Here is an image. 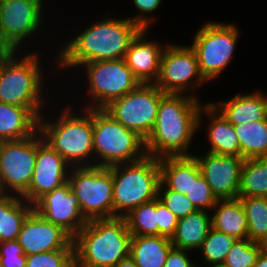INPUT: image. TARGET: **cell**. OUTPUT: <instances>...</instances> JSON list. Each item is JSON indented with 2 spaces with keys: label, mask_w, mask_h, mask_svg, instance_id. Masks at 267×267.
<instances>
[{
  "label": "cell",
  "mask_w": 267,
  "mask_h": 267,
  "mask_svg": "<svg viewBox=\"0 0 267 267\" xmlns=\"http://www.w3.org/2000/svg\"><path fill=\"white\" fill-rule=\"evenodd\" d=\"M97 21V22H96ZM87 26L79 34L59 47L58 68L77 69L96 61L117 60L125 57L131 41L141 28L129 18L104 17Z\"/></svg>",
  "instance_id": "6da1fadb"
},
{
  "label": "cell",
  "mask_w": 267,
  "mask_h": 267,
  "mask_svg": "<svg viewBox=\"0 0 267 267\" xmlns=\"http://www.w3.org/2000/svg\"><path fill=\"white\" fill-rule=\"evenodd\" d=\"M202 103L193 93L165 94L160 99L152 132L145 140L148 156H193L188 149L198 131Z\"/></svg>",
  "instance_id": "7a4b0ae2"
},
{
  "label": "cell",
  "mask_w": 267,
  "mask_h": 267,
  "mask_svg": "<svg viewBox=\"0 0 267 267\" xmlns=\"http://www.w3.org/2000/svg\"><path fill=\"white\" fill-rule=\"evenodd\" d=\"M131 237L125 217L88 221L73 238L75 267H114L129 257Z\"/></svg>",
  "instance_id": "3957f363"
},
{
  "label": "cell",
  "mask_w": 267,
  "mask_h": 267,
  "mask_svg": "<svg viewBox=\"0 0 267 267\" xmlns=\"http://www.w3.org/2000/svg\"><path fill=\"white\" fill-rule=\"evenodd\" d=\"M63 108L51 121L42 115L39 132L71 167L94 166L93 109L81 108L80 114L69 105Z\"/></svg>",
  "instance_id": "277c9868"
},
{
  "label": "cell",
  "mask_w": 267,
  "mask_h": 267,
  "mask_svg": "<svg viewBox=\"0 0 267 267\" xmlns=\"http://www.w3.org/2000/svg\"><path fill=\"white\" fill-rule=\"evenodd\" d=\"M21 52V56L17 51L0 56V102L27 107L40 118L48 103L42 92L41 53L35 51L22 55Z\"/></svg>",
  "instance_id": "5b68a950"
},
{
  "label": "cell",
  "mask_w": 267,
  "mask_h": 267,
  "mask_svg": "<svg viewBox=\"0 0 267 267\" xmlns=\"http://www.w3.org/2000/svg\"><path fill=\"white\" fill-rule=\"evenodd\" d=\"M109 168L113 180L114 217H124L133 208L158 197L159 158L146 155L139 161Z\"/></svg>",
  "instance_id": "8992f818"
},
{
  "label": "cell",
  "mask_w": 267,
  "mask_h": 267,
  "mask_svg": "<svg viewBox=\"0 0 267 267\" xmlns=\"http://www.w3.org/2000/svg\"><path fill=\"white\" fill-rule=\"evenodd\" d=\"M94 166L133 163L147 154L145 140L104 109H93Z\"/></svg>",
  "instance_id": "52a82bcc"
},
{
  "label": "cell",
  "mask_w": 267,
  "mask_h": 267,
  "mask_svg": "<svg viewBox=\"0 0 267 267\" xmlns=\"http://www.w3.org/2000/svg\"><path fill=\"white\" fill-rule=\"evenodd\" d=\"M239 28L234 23L205 22L194 35L190 47L195 51L201 75L209 82L219 78L234 56Z\"/></svg>",
  "instance_id": "ba28073f"
},
{
  "label": "cell",
  "mask_w": 267,
  "mask_h": 267,
  "mask_svg": "<svg viewBox=\"0 0 267 267\" xmlns=\"http://www.w3.org/2000/svg\"><path fill=\"white\" fill-rule=\"evenodd\" d=\"M68 182L87 221L114 217L113 180L109 167H72Z\"/></svg>",
  "instance_id": "9c48e42d"
},
{
  "label": "cell",
  "mask_w": 267,
  "mask_h": 267,
  "mask_svg": "<svg viewBox=\"0 0 267 267\" xmlns=\"http://www.w3.org/2000/svg\"><path fill=\"white\" fill-rule=\"evenodd\" d=\"M85 67V68H84ZM89 101L83 108L103 109L111 101L136 89L141 83L128 68L124 58L85 63ZM91 103V104H89Z\"/></svg>",
  "instance_id": "30bf717a"
},
{
  "label": "cell",
  "mask_w": 267,
  "mask_h": 267,
  "mask_svg": "<svg viewBox=\"0 0 267 267\" xmlns=\"http://www.w3.org/2000/svg\"><path fill=\"white\" fill-rule=\"evenodd\" d=\"M164 95L155 84H140L103 109L124 127L146 140L154 127L160 99Z\"/></svg>",
  "instance_id": "8fae6325"
},
{
  "label": "cell",
  "mask_w": 267,
  "mask_h": 267,
  "mask_svg": "<svg viewBox=\"0 0 267 267\" xmlns=\"http://www.w3.org/2000/svg\"><path fill=\"white\" fill-rule=\"evenodd\" d=\"M155 85L165 94H185L206 80L201 75L195 51L190 45L165 43Z\"/></svg>",
  "instance_id": "7c38bea8"
},
{
  "label": "cell",
  "mask_w": 267,
  "mask_h": 267,
  "mask_svg": "<svg viewBox=\"0 0 267 267\" xmlns=\"http://www.w3.org/2000/svg\"><path fill=\"white\" fill-rule=\"evenodd\" d=\"M37 156V133L21 140L0 141V187L22 196L30 186Z\"/></svg>",
  "instance_id": "4fadbf2b"
},
{
  "label": "cell",
  "mask_w": 267,
  "mask_h": 267,
  "mask_svg": "<svg viewBox=\"0 0 267 267\" xmlns=\"http://www.w3.org/2000/svg\"><path fill=\"white\" fill-rule=\"evenodd\" d=\"M43 1L0 0V37L11 51H19L27 39L40 33Z\"/></svg>",
  "instance_id": "5bb4252c"
},
{
  "label": "cell",
  "mask_w": 267,
  "mask_h": 267,
  "mask_svg": "<svg viewBox=\"0 0 267 267\" xmlns=\"http://www.w3.org/2000/svg\"><path fill=\"white\" fill-rule=\"evenodd\" d=\"M33 210L47 221L60 226L72 238L88 222L81 213L78 198L68 181L39 197L33 203Z\"/></svg>",
  "instance_id": "9a60e30c"
},
{
  "label": "cell",
  "mask_w": 267,
  "mask_h": 267,
  "mask_svg": "<svg viewBox=\"0 0 267 267\" xmlns=\"http://www.w3.org/2000/svg\"><path fill=\"white\" fill-rule=\"evenodd\" d=\"M71 168L64 158L44 141L38 131L34 174L29 189L21 197L33 204L43 194L65 184Z\"/></svg>",
  "instance_id": "2e32d148"
},
{
  "label": "cell",
  "mask_w": 267,
  "mask_h": 267,
  "mask_svg": "<svg viewBox=\"0 0 267 267\" xmlns=\"http://www.w3.org/2000/svg\"><path fill=\"white\" fill-rule=\"evenodd\" d=\"M193 156L199 163L201 174L218 199L238 198L244 158L209 151L203 156Z\"/></svg>",
  "instance_id": "e0dca14e"
},
{
  "label": "cell",
  "mask_w": 267,
  "mask_h": 267,
  "mask_svg": "<svg viewBox=\"0 0 267 267\" xmlns=\"http://www.w3.org/2000/svg\"><path fill=\"white\" fill-rule=\"evenodd\" d=\"M18 241L26 256L53 250H74L73 238L34 210L25 219Z\"/></svg>",
  "instance_id": "ac0fdd59"
},
{
  "label": "cell",
  "mask_w": 267,
  "mask_h": 267,
  "mask_svg": "<svg viewBox=\"0 0 267 267\" xmlns=\"http://www.w3.org/2000/svg\"><path fill=\"white\" fill-rule=\"evenodd\" d=\"M148 29H141L131 41L124 60L141 84H154L158 78L164 46L147 39Z\"/></svg>",
  "instance_id": "d6986e66"
},
{
  "label": "cell",
  "mask_w": 267,
  "mask_h": 267,
  "mask_svg": "<svg viewBox=\"0 0 267 267\" xmlns=\"http://www.w3.org/2000/svg\"><path fill=\"white\" fill-rule=\"evenodd\" d=\"M209 119L206 132L210 148L206 151L225 156L241 157L240 144L234 126L210 103L202 105L198 114V129L203 124L202 116Z\"/></svg>",
  "instance_id": "ffe728a7"
},
{
  "label": "cell",
  "mask_w": 267,
  "mask_h": 267,
  "mask_svg": "<svg viewBox=\"0 0 267 267\" xmlns=\"http://www.w3.org/2000/svg\"><path fill=\"white\" fill-rule=\"evenodd\" d=\"M210 103L232 125L267 119V95L261 90L238 93L231 99Z\"/></svg>",
  "instance_id": "44dd1931"
},
{
  "label": "cell",
  "mask_w": 267,
  "mask_h": 267,
  "mask_svg": "<svg viewBox=\"0 0 267 267\" xmlns=\"http://www.w3.org/2000/svg\"><path fill=\"white\" fill-rule=\"evenodd\" d=\"M161 181L176 192L186 195L190 192L193 180L201 174L194 156H165L159 158Z\"/></svg>",
  "instance_id": "7402d4cb"
},
{
  "label": "cell",
  "mask_w": 267,
  "mask_h": 267,
  "mask_svg": "<svg viewBox=\"0 0 267 267\" xmlns=\"http://www.w3.org/2000/svg\"><path fill=\"white\" fill-rule=\"evenodd\" d=\"M39 131V118L27 107L0 102V141L21 140Z\"/></svg>",
  "instance_id": "603a6c76"
},
{
  "label": "cell",
  "mask_w": 267,
  "mask_h": 267,
  "mask_svg": "<svg viewBox=\"0 0 267 267\" xmlns=\"http://www.w3.org/2000/svg\"><path fill=\"white\" fill-rule=\"evenodd\" d=\"M212 210V228L236 239L248 238V222L239 198L219 199Z\"/></svg>",
  "instance_id": "cb8c5ba5"
},
{
  "label": "cell",
  "mask_w": 267,
  "mask_h": 267,
  "mask_svg": "<svg viewBox=\"0 0 267 267\" xmlns=\"http://www.w3.org/2000/svg\"><path fill=\"white\" fill-rule=\"evenodd\" d=\"M211 228V214L207 211L196 210L178 219L171 243L177 249L199 250Z\"/></svg>",
  "instance_id": "d4e9b609"
},
{
  "label": "cell",
  "mask_w": 267,
  "mask_h": 267,
  "mask_svg": "<svg viewBox=\"0 0 267 267\" xmlns=\"http://www.w3.org/2000/svg\"><path fill=\"white\" fill-rule=\"evenodd\" d=\"M173 247L171 238L165 236H132L129 256L137 267H164Z\"/></svg>",
  "instance_id": "484cf974"
},
{
  "label": "cell",
  "mask_w": 267,
  "mask_h": 267,
  "mask_svg": "<svg viewBox=\"0 0 267 267\" xmlns=\"http://www.w3.org/2000/svg\"><path fill=\"white\" fill-rule=\"evenodd\" d=\"M33 211V204L21 196L3 194L0 197V243L18 240L22 225Z\"/></svg>",
  "instance_id": "4316f807"
},
{
  "label": "cell",
  "mask_w": 267,
  "mask_h": 267,
  "mask_svg": "<svg viewBox=\"0 0 267 267\" xmlns=\"http://www.w3.org/2000/svg\"><path fill=\"white\" fill-rule=\"evenodd\" d=\"M244 159L267 157V119L233 125Z\"/></svg>",
  "instance_id": "83f0119b"
},
{
  "label": "cell",
  "mask_w": 267,
  "mask_h": 267,
  "mask_svg": "<svg viewBox=\"0 0 267 267\" xmlns=\"http://www.w3.org/2000/svg\"><path fill=\"white\" fill-rule=\"evenodd\" d=\"M267 197V157L245 159L238 197Z\"/></svg>",
  "instance_id": "f1b7e54d"
},
{
  "label": "cell",
  "mask_w": 267,
  "mask_h": 267,
  "mask_svg": "<svg viewBox=\"0 0 267 267\" xmlns=\"http://www.w3.org/2000/svg\"><path fill=\"white\" fill-rule=\"evenodd\" d=\"M248 222V239L261 242L267 236V197H238Z\"/></svg>",
  "instance_id": "f546056e"
},
{
  "label": "cell",
  "mask_w": 267,
  "mask_h": 267,
  "mask_svg": "<svg viewBox=\"0 0 267 267\" xmlns=\"http://www.w3.org/2000/svg\"><path fill=\"white\" fill-rule=\"evenodd\" d=\"M124 217L132 236L159 235L157 227L156 198L133 208Z\"/></svg>",
  "instance_id": "4dcf8cb0"
},
{
  "label": "cell",
  "mask_w": 267,
  "mask_h": 267,
  "mask_svg": "<svg viewBox=\"0 0 267 267\" xmlns=\"http://www.w3.org/2000/svg\"><path fill=\"white\" fill-rule=\"evenodd\" d=\"M236 240L233 236L211 228L202 246L199 248V253L202 254L200 256L204 259V263L208 264L207 267L223 264Z\"/></svg>",
  "instance_id": "1f68e13d"
},
{
  "label": "cell",
  "mask_w": 267,
  "mask_h": 267,
  "mask_svg": "<svg viewBox=\"0 0 267 267\" xmlns=\"http://www.w3.org/2000/svg\"><path fill=\"white\" fill-rule=\"evenodd\" d=\"M260 253V242H254L248 238L237 239L223 264L228 267H252Z\"/></svg>",
  "instance_id": "d6a6232c"
},
{
  "label": "cell",
  "mask_w": 267,
  "mask_h": 267,
  "mask_svg": "<svg viewBox=\"0 0 267 267\" xmlns=\"http://www.w3.org/2000/svg\"><path fill=\"white\" fill-rule=\"evenodd\" d=\"M26 267H75L74 250H53L28 255Z\"/></svg>",
  "instance_id": "836d02e7"
},
{
  "label": "cell",
  "mask_w": 267,
  "mask_h": 267,
  "mask_svg": "<svg viewBox=\"0 0 267 267\" xmlns=\"http://www.w3.org/2000/svg\"><path fill=\"white\" fill-rule=\"evenodd\" d=\"M158 198L178 219L197 210L186 195L169 189L162 181L158 187Z\"/></svg>",
  "instance_id": "e575fe53"
},
{
  "label": "cell",
  "mask_w": 267,
  "mask_h": 267,
  "mask_svg": "<svg viewBox=\"0 0 267 267\" xmlns=\"http://www.w3.org/2000/svg\"><path fill=\"white\" fill-rule=\"evenodd\" d=\"M186 196L197 210L210 211V213L219 200L202 174L193 180L190 192Z\"/></svg>",
  "instance_id": "d590c367"
},
{
  "label": "cell",
  "mask_w": 267,
  "mask_h": 267,
  "mask_svg": "<svg viewBox=\"0 0 267 267\" xmlns=\"http://www.w3.org/2000/svg\"><path fill=\"white\" fill-rule=\"evenodd\" d=\"M0 267H26V255L18 240L0 243Z\"/></svg>",
  "instance_id": "8d00e7d4"
},
{
  "label": "cell",
  "mask_w": 267,
  "mask_h": 267,
  "mask_svg": "<svg viewBox=\"0 0 267 267\" xmlns=\"http://www.w3.org/2000/svg\"><path fill=\"white\" fill-rule=\"evenodd\" d=\"M136 10L139 13L135 16L130 15L128 17L134 23H136L141 29H148L151 27L154 20V16H150L149 13L157 10L163 0H132Z\"/></svg>",
  "instance_id": "74e56055"
},
{
  "label": "cell",
  "mask_w": 267,
  "mask_h": 267,
  "mask_svg": "<svg viewBox=\"0 0 267 267\" xmlns=\"http://www.w3.org/2000/svg\"><path fill=\"white\" fill-rule=\"evenodd\" d=\"M157 227L159 236L171 238L178 224V218L165 206V204L156 198Z\"/></svg>",
  "instance_id": "f35d334b"
},
{
  "label": "cell",
  "mask_w": 267,
  "mask_h": 267,
  "mask_svg": "<svg viewBox=\"0 0 267 267\" xmlns=\"http://www.w3.org/2000/svg\"><path fill=\"white\" fill-rule=\"evenodd\" d=\"M189 250L172 248L167 256L164 267H192L194 265Z\"/></svg>",
  "instance_id": "ab89813d"
},
{
  "label": "cell",
  "mask_w": 267,
  "mask_h": 267,
  "mask_svg": "<svg viewBox=\"0 0 267 267\" xmlns=\"http://www.w3.org/2000/svg\"><path fill=\"white\" fill-rule=\"evenodd\" d=\"M114 267H137L135 261L129 256L119 263H117Z\"/></svg>",
  "instance_id": "60d3db41"
},
{
  "label": "cell",
  "mask_w": 267,
  "mask_h": 267,
  "mask_svg": "<svg viewBox=\"0 0 267 267\" xmlns=\"http://www.w3.org/2000/svg\"><path fill=\"white\" fill-rule=\"evenodd\" d=\"M252 267H267V254L261 251L256 263Z\"/></svg>",
  "instance_id": "b9f144b4"
},
{
  "label": "cell",
  "mask_w": 267,
  "mask_h": 267,
  "mask_svg": "<svg viewBox=\"0 0 267 267\" xmlns=\"http://www.w3.org/2000/svg\"><path fill=\"white\" fill-rule=\"evenodd\" d=\"M12 51L3 43L0 37V56L11 53Z\"/></svg>",
  "instance_id": "7bdbcfd3"
},
{
  "label": "cell",
  "mask_w": 267,
  "mask_h": 267,
  "mask_svg": "<svg viewBox=\"0 0 267 267\" xmlns=\"http://www.w3.org/2000/svg\"><path fill=\"white\" fill-rule=\"evenodd\" d=\"M261 251L267 254V236L260 242Z\"/></svg>",
  "instance_id": "ee69618b"
},
{
  "label": "cell",
  "mask_w": 267,
  "mask_h": 267,
  "mask_svg": "<svg viewBox=\"0 0 267 267\" xmlns=\"http://www.w3.org/2000/svg\"><path fill=\"white\" fill-rule=\"evenodd\" d=\"M211 267H228V266H225L224 264H221V265H216V266H211Z\"/></svg>",
  "instance_id": "f6af8a7d"
},
{
  "label": "cell",
  "mask_w": 267,
  "mask_h": 267,
  "mask_svg": "<svg viewBox=\"0 0 267 267\" xmlns=\"http://www.w3.org/2000/svg\"><path fill=\"white\" fill-rule=\"evenodd\" d=\"M3 191L1 190V187H0V197L3 195Z\"/></svg>",
  "instance_id": "bcb514c9"
},
{
  "label": "cell",
  "mask_w": 267,
  "mask_h": 267,
  "mask_svg": "<svg viewBox=\"0 0 267 267\" xmlns=\"http://www.w3.org/2000/svg\"><path fill=\"white\" fill-rule=\"evenodd\" d=\"M192 267H202V266H199V265H197V264L195 263Z\"/></svg>",
  "instance_id": "7dc6e473"
}]
</instances>
